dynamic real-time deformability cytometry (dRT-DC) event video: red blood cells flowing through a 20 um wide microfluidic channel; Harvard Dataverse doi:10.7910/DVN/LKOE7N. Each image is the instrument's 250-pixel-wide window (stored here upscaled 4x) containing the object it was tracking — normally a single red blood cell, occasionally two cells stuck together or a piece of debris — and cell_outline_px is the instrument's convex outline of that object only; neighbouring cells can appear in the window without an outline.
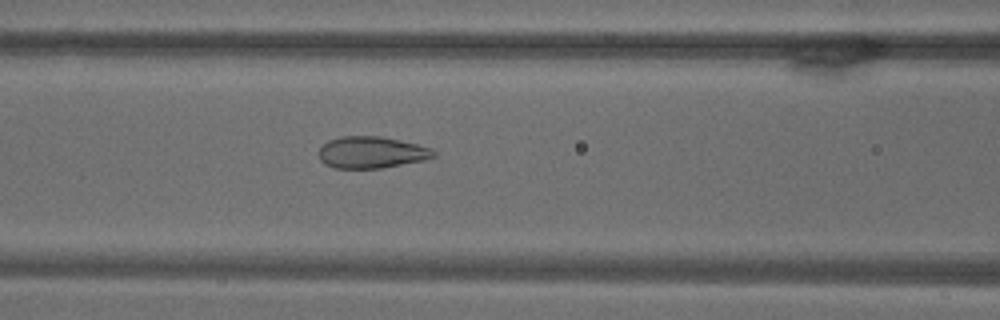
{"species": "common noctule bat (a hibernating species)", "species_latin": "Nyctalus noctula", "temperature_condition": "warm", "stored_images_in_passage": 68, "camera_frame_rate_fps": 3000, "um_per_image_px": 0.085, "animal": {"sex": "male", "body_mass_g": 18.8}, "frame": {"image": 1, "passage_image": 29, "time_ms": 9.333, "image_size_px": [1000, 320], "cell_outline_px": [[436, 156], [424, 160], [380, 168], [332, 168], [324, 164], [320, 160], [320, 148], [328, 140], [340, 136], [380, 136], [400, 140], [432, 148], [436, 152]], "centroid_in_image_um": [31.57, 12.95], "position_along_channel_um": 135.0, "area_um2": 21.21}}
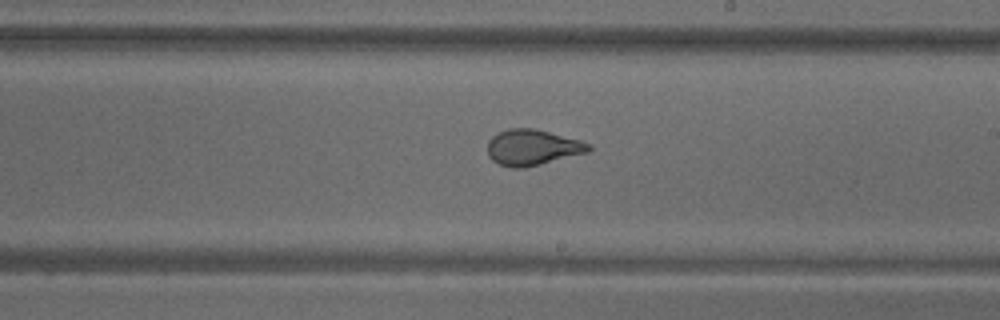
{"frame": {"image": 2, "passage_image": 40, "time_ms": 13.0, "image_size_px": [1000, 320], "cell_outline_px": [[592, 148], [588, 152], [524, 168], [512, 168], [500, 164], [492, 160], [488, 156], [488, 140], [492, 136], [508, 128], [532, 128], [580, 140], [592, 144]], "centroid_in_image_um": [45.25, 12.53], "position_along_channel_um": 243.8, "area_um2": 20.98}}
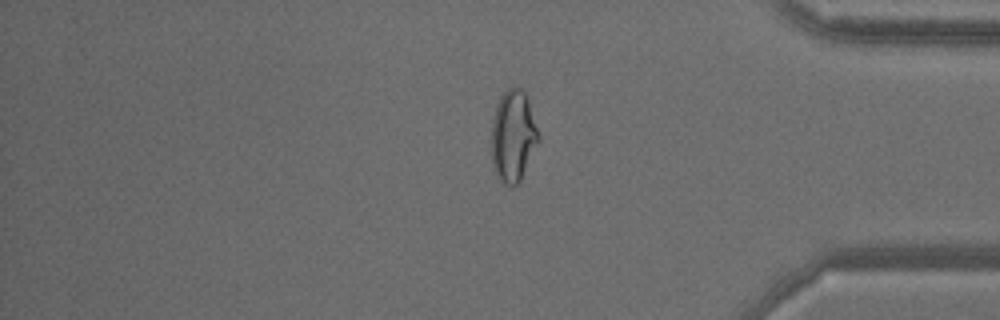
{"frame": {"image": 3, "passage_image": 57, "time_ms": 18.667, "image_size_px": [1000, 320], "cell_outline_px": [[540, 140], [520, 180], [512, 188], [504, 184], [500, 180], [492, 164], [492, 120], [496, 104], [500, 96], [508, 88], [516, 84], [524, 92], [528, 100], [540, 136]], "centroid_in_image_um": [43.62, 11.54], "position_along_channel_um": 391.6, "area_um2": 25.2}}